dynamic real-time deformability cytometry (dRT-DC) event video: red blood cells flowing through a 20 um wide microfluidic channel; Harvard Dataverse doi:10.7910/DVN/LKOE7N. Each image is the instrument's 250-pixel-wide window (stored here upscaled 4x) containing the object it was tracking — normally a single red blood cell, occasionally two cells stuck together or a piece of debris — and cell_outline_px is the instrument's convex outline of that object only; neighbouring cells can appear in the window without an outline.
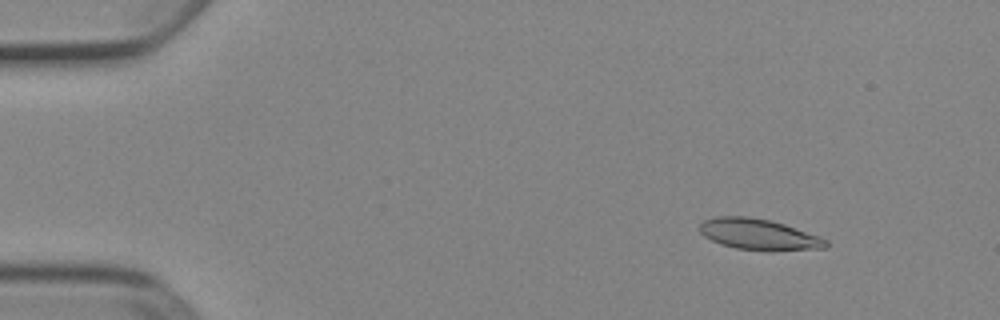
{"species": "Egyptian fruit bat (a non-hibernating species)", "species_latin": "Rousettus aegyptiacus", "temperature_condition": "cold", "stored_images_in_passage": 53, "camera_frame_rate_fps": 3000, "um_per_image_px": 0.085, "animal": {"sex": "female"}, "frame": {"image": 1, "passage_image": 7, "time_ms": 2.0, "image_size_px": [1000, 320], "cell_outline_px": [[828, 248], [772, 252], [768, 252], [736, 248], [720, 244], [704, 236], [700, 232], [700, 224], [704, 220], [716, 216], [748, 216], [768, 220], [784, 224], [820, 236], [828, 240]], "centroid_in_image_um": [64.54, 19.95], "position_along_channel_um": 20.5, "area_um2": 23.18}}
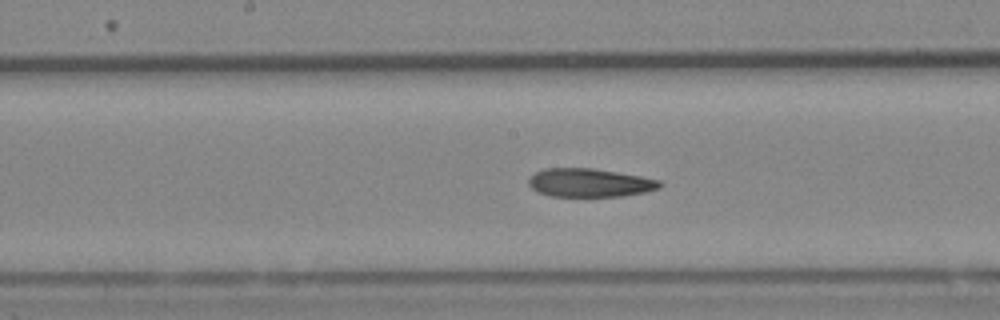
{"frame": {"image": 2, "passage_image": 28, "time_ms": 9.0, "image_size_px": [1000, 320], "cell_outline_px": [[664, 184], [660, 188], [644, 192], [624, 196], [548, 196], [536, 192], [528, 184], [528, 180], [536, 172], [544, 168], [592, 168], [640, 176], [660, 180]], "centroid_in_image_um": [50.12, 15.54], "position_along_channel_um": 198.1, "area_um2": 21.79}}
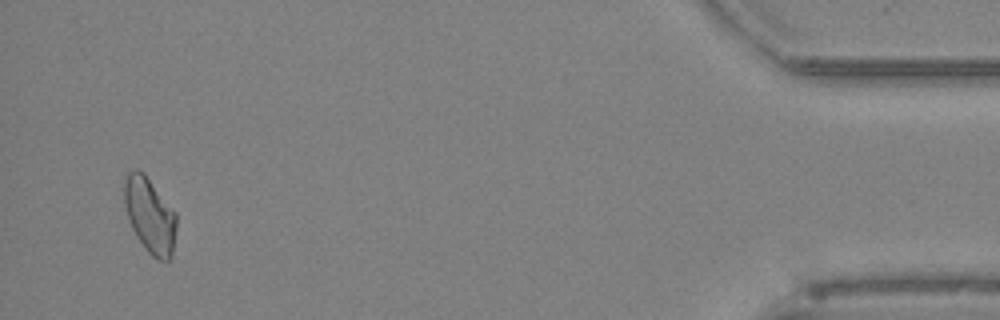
{"frame": {"image": 3, "passage_image": 51, "time_ms": 16.667, "image_size_px": [1000, 320], "cell_outline_px": [[176, 228], [172, 256], [168, 260], [156, 260], [144, 248], [132, 228], [128, 220], [124, 200], [124, 184], [128, 172], [136, 168], [144, 172], [176, 212]], "centroid_in_image_um": [12.74, 18.29], "position_along_channel_um": 422.5, "area_um2": 23.0}, "authors_computed_cell_mechanics": {"area_um2": 22.9466, "velocity_mm_per_s": 3.8994, "shape_relaxation_time_tau1_ms": 10.4536, "shape_relaxation_time_tau2_ms": 6.0347, "deformation_change_tau1": 0.17, "deformation_change_tau2": 0.1378}}